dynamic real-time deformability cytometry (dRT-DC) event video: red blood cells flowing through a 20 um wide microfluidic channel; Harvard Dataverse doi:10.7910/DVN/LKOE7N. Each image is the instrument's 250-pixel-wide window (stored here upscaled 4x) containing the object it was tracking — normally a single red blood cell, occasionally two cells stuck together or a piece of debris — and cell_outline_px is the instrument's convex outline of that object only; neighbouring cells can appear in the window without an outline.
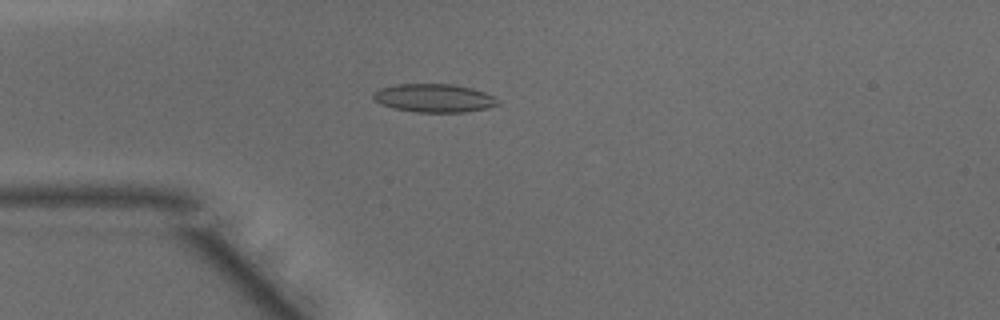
{"species": "common noctule bat (a hibernating species)", "species_latin": "Nyctalus noctula", "temperature_condition": "warm", "stored_images_in_passage": 48, "camera_frame_rate_fps": 3000, "um_per_image_px": 0.085, "animal": {"sex": "male", "body_mass_g": 15.6}, "frame": {"image": 1, "passage_image": 13, "time_ms": 4.0, "image_size_px": [1000, 320], "cell_outline_px": [[500, 104], [488, 108], [464, 112], [416, 112], [392, 108], [380, 104], [372, 96], [372, 92], [380, 88], [396, 84], [452, 84], [472, 88], [484, 92], [500, 100]], "centroid_in_image_um": [36.89, 8.34], "position_along_channel_um": 48.1, "area_um2": 20.69}}
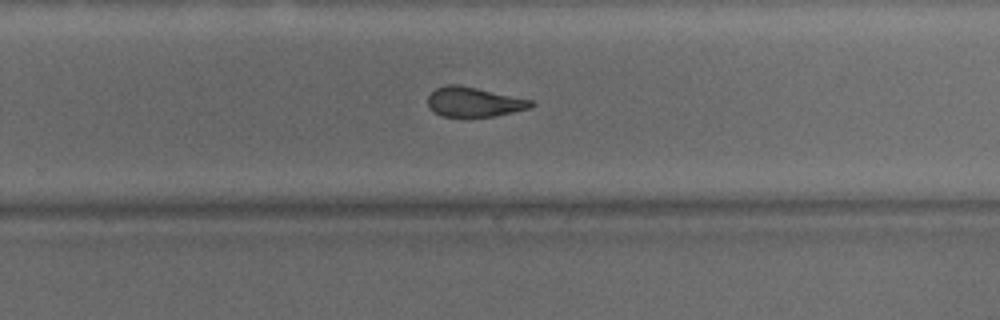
{"frame": {"image": 2, "passage_image": 31, "time_ms": 10.0, "image_size_px": [1000, 320], "cell_outline_px": [[536, 104], [528, 108], [512, 112], [492, 116], [440, 116], [428, 108], [428, 96], [436, 88], [444, 84], [460, 84], [532, 100]], "centroid_in_image_um": [40.24, 8.65], "position_along_channel_um": 289.6, "area_um2": 17.8}}
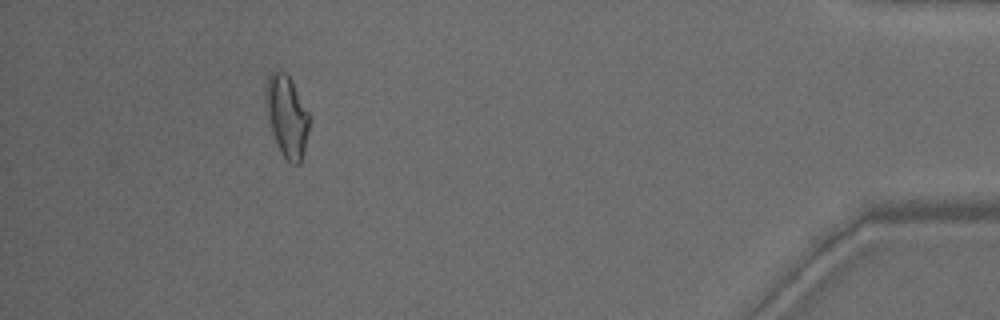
{"frame": {"image": 3, "passage_image": 44, "time_ms": 14.333, "image_size_px": [1000, 320], "cell_outline_px": [[312, 120], [300, 164], [292, 164], [280, 152], [272, 132], [268, 120], [264, 96], [264, 84], [268, 76], [272, 72], [284, 72], [292, 80], [312, 116]], "centroid_in_image_um": [24.4, 9.85], "position_along_channel_um": 410.8, "area_um2": 21.21}, "authors_computed_cell_mechanics": {"area_um2": 19.652, "velocity_mm_per_s": 4.192, "shape_relaxation_time_tau1_ms": 6.3545, "shape_relaxation_time_tau2_ms": 2.301, "deformation_change_tau1": 0.1817, "deformation_change_tau2": 0.1165}}